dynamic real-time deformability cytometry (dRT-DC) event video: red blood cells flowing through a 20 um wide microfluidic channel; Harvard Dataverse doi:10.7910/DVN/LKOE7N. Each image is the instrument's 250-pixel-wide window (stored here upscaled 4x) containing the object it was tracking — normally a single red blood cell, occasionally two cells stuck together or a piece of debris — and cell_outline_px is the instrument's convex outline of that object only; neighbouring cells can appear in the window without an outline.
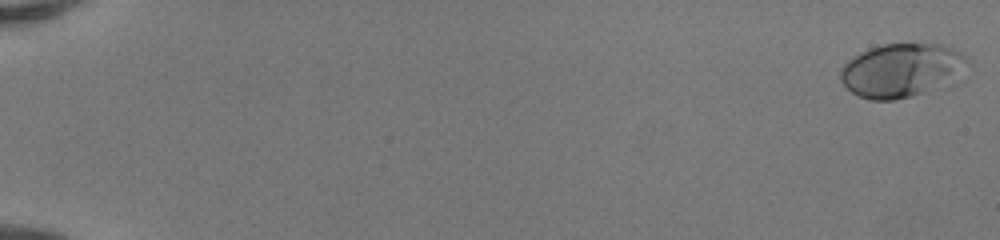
{"species": "human", "species_latin": "Homo sapiens", "temperature_condition": "room temperature", "stored_images_in_passage": 51, "camera_frame_rate_fps": 3000, "um_per_image_px": 0.085, "donor": {"sex": "female"}, "frame": {"image": 1, "passage_image": 1, "time_ms": 0.0, "image_size_px": [1000, 240], "cell_outline_px": [[972, 64], [964, 80], [960, 84], [896, 100], [872, 100], [860, 96], [852, 92], [840, 80], [840, 68], [848, 60], [860, 52], [868, 48], [884, 44], [940, 44], [952, 48], [960, 52]], "centroid_in_image_um": [76.8, 6.0], "position_along_channel_um": 8.2, "area_um2": 41.33}}
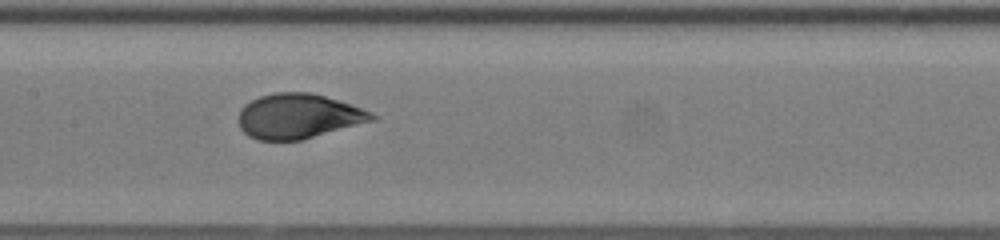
{"frame": {"image": 2, "passage_image": 28, "time_ms": 9.0, "image_size_px": [1000, 240], "cell_outline_px": [[376, 120], [300, 140], [256, 140], [248, 136], [240, 128], [236, 120], [240, 108], [244, 104], [260, 96], [276, 92], [312, 92], [372, 112], [376, 116]], "centroid_in_image_um": [25.3, 9.88], "position_along_channel_um": 182.1, "area_um2": 34.85}}
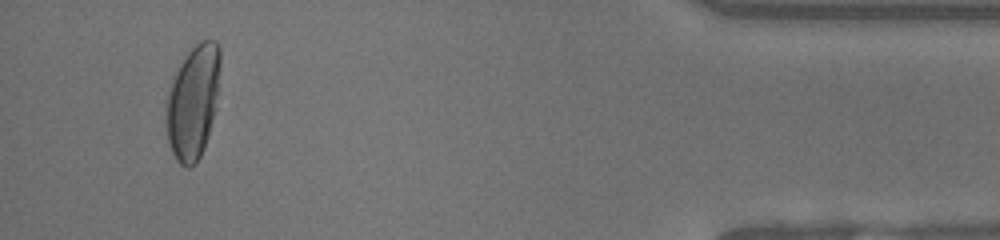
{"frame": {"image": 3, "passage_image": 49, "time_ms": 16.0, "image_size_px": [1000, 240], "cell_outline_px": [[220, 64], [216, 108], [208, 136], [204, 148], [196, 164], [188, 168], [180, 164], [176, 160], [172, 152], [168, 140], [168, 96], [176, 72], [180, 64], [188, 52], [200, 40], [216, 40], [220, 48]], "centroid_in_image_um": [16.45, 8.66], "position_along_channel_um": 418.7, "area_um2": 35.2}, "authors_computed_cell_mechanics": {"area_um2": 35.3158, "velocity_mm_per_s": 4.1563, "shape_relaxation_time_tau1_ms": 4.4117, "shape_relaxation_time_tau2_ms": null, "deformation_change_tau1": 0.2213, "deformation_change_tau2": null}}